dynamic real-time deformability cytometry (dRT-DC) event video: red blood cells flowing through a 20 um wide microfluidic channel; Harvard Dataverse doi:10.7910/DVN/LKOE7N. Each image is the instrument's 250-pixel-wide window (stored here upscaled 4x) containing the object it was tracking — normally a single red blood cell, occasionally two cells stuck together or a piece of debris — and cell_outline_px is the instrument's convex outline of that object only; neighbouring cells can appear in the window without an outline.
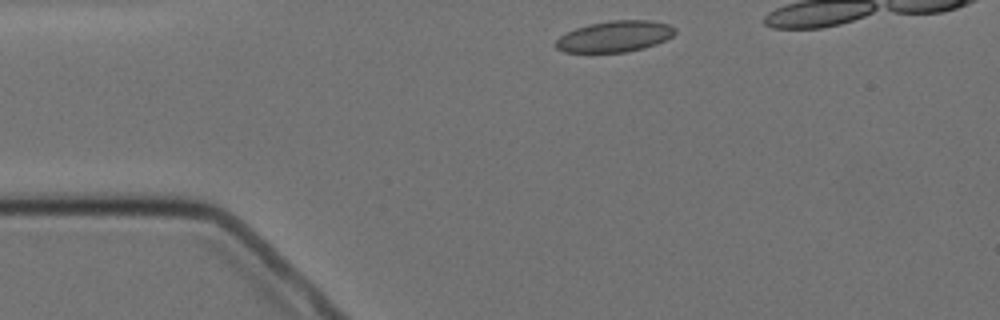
{"species": "Egyptian fruit bat (a non-hibernating species)", "species_latin": "Rousettus aegyptiacus", "temperature_condition": "cold", "stored_images_in_passage": 4, "camera_frame_rate_fps": 3000, "um_per_image_px": 0.085, "animal": {"sex": "female"}, "frame": {"image": 1, "passage_image": 1, "time_ms": 0.0, "image_size_px": [1000, 320], "cell_outline_px": [[676, 32], [672, 36], [656, 44], [644, 48], [624, 52], [564, 52], [556, 48], [556, 40], [560, 36], [576, 28], [588, 24], [612, 20], [652, 20], [668, 24], [676, 28]], "centroid_in_image_um": [52.27, 3.09], "position_along_channel_um": 32.7, "area_um2": 21.56}}